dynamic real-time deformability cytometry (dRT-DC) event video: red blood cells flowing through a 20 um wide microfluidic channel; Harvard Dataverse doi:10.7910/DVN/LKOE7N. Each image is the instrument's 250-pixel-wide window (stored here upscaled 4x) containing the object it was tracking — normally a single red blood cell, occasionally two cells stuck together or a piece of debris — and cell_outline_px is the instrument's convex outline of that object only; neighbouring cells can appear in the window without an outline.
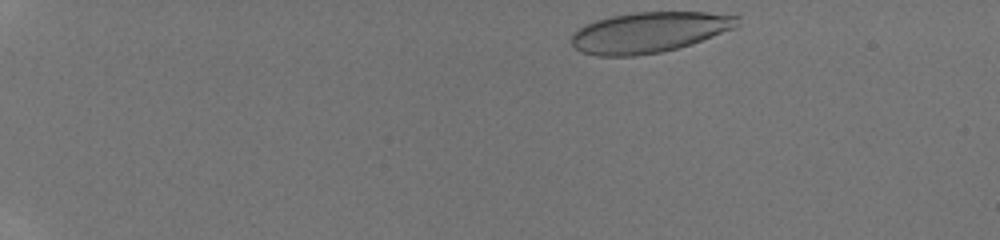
{"species": "human", "species_latin": "Homo sapiens", "temperature_condition": "room temperature", "stored_images_in_passage": 38, "camera_frame_rate_fps": 3000, "um_per_image_px": 0.085, "donor": {"sex": "male"}, "frame": {"image": 1, "passage_image": 1, "time_ms": 0.0, "image_size_px": [1000, 240], "cell_outline_px": [[740, 24], [736, 28], [692, 44], [664, 52], [636, 56], [596, 56], [580, 52], [572, 44], [572, 32], [584, 24], [596, 20], [612, 16], [636, 12], [740, 12]], "centroid_in_image_um": [55.28, 2.73], "position_along_channel_um": 29.7, "area_um2": 40.17}}
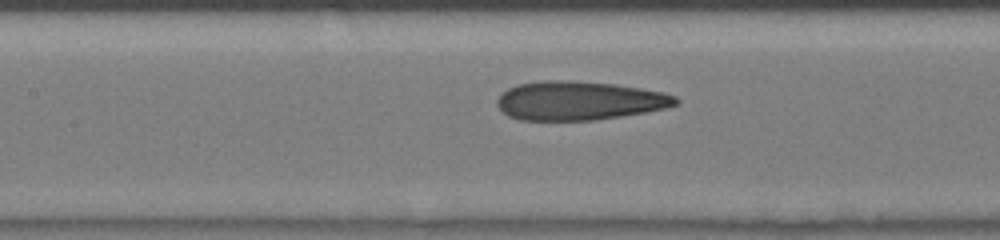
{"frame": {"image": 2, "passage_image": 17, "time_ms": 5.333, "image_size_px": [1000, 240], "cell_outline_px": [[680, 104], [664, 108], [644, 112], [620, 116], [592, 120], [520, 120], [508, 116], [496, 104], [496, 100], [508, 88], [516, 84], [544, 80], [568, 80], [616, 84], [664, 92], [676, 96], [680, 100]], "centroid_in_image_um": [49.24, 8.55], "position_along_channel_um": 158.2, "area_um2": 40.46}}
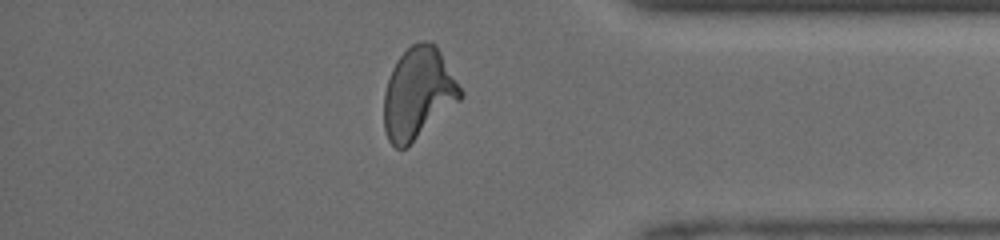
{"frame": {"image": 3, "passage_image": 33, "time_ms": 10.667, "image_size_px": [1000, 240], "cell_outline_px": [[464, 96], [460, 100], [404, 148], [396, 148], [388, 140], [384, 128], [384, 92], [392, 68], [396, 60], [412, 44], [420, 40], [428, 40], [436, 44], [464, 92]], "centroid_in_image_um": [35.55, 7.88], "position_along_channel_um": 399.7, "area_um2": 40.34}}